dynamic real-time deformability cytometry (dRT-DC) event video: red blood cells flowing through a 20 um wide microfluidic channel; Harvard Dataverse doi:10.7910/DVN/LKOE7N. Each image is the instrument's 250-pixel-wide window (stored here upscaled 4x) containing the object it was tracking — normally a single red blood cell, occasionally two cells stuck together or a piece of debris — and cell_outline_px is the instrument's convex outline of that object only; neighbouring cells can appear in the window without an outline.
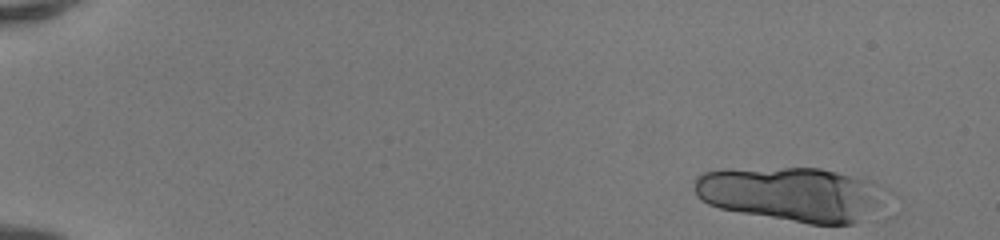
{"species": "human", "species_latin": "Homo sapiens", "temperature_condition": "room temperature", "stored_images_in_passage": 15, "camera_frame_rate_fps": 3000, "um_per_image_px": 0.085, "donor": {"sex": "female"}, "frame": {"image": 1, "passage_image": 1, "time_ms": 0.0, "image_size_px": [1000, 240], "cell_outline_px": [[896, 192], [856, 224], [808, 224], [740, 212], [720, 208], [708, 204], [700, 200], [696, 196], [696, 176], [704, 172], [724, 168], [820, 168], [872, 180]], "centroid_in_image_um": [67.38, 16.49], "position_along_channel_um": 17.6, "area_um2": 61.73}}